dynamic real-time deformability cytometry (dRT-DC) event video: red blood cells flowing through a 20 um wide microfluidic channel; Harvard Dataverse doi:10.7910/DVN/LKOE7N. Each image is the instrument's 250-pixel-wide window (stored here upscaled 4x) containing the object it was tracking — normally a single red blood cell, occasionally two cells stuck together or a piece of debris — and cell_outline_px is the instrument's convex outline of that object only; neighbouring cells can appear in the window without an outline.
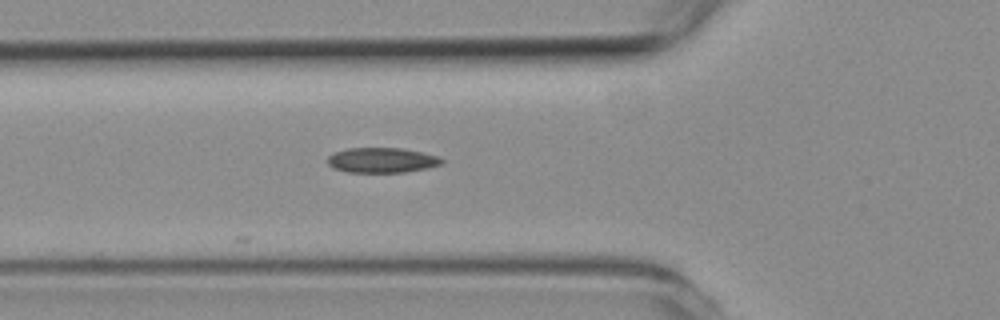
{"species": "common noctule bat (a hibernating species)", "species_latin": "Nyctalus noctula", "temperature_condition": "room temperature", "stored_images_in_passage": 5, "camera_frame_rate_fps": 3000, "um_per_image_px": 0.085, "animal": {"sex": "female", "body_mass_g": 19.3, "forearm_length_mm": 54.1}, "frame": {"image": 1, "passage_image": 5, "time_ms": 4.667, "image_size_px": [1000, 320], "cell_outline_px": [[444, 164], [428, 168], [404, 172], [348, 172], [336, 168], [328, 164], [328, 156], [336, 152], [348, 148], [400, 148], [440, 156], [444, 160]], "centroid_in_image_um": [32.52, 13.62], "position_along_channel_um": 93.3, "area_um2": 16.59}}